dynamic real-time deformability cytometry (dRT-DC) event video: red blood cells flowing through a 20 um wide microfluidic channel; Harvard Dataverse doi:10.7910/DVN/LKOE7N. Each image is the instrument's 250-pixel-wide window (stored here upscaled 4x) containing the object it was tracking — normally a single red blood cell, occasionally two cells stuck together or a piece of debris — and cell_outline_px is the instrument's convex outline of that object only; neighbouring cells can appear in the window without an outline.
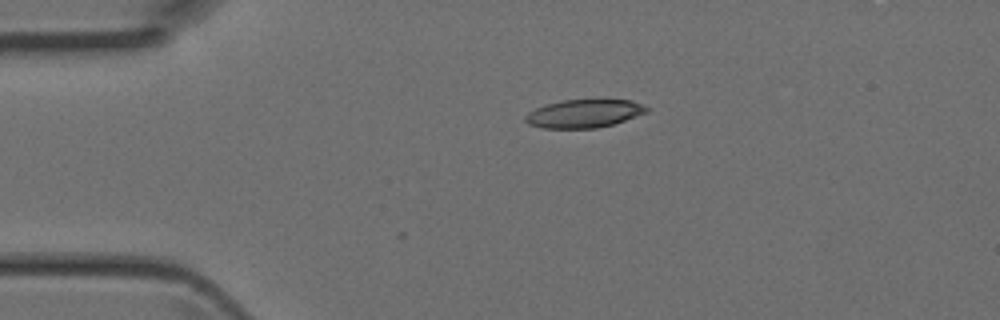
{"species": "Egyptian fruit bat (a non-hibernating species)", "species_latin": "Rousettus aegyptiacus", "temperature_condition": "room temperature", "stored_images_in_passage": 3, "camera_frame_rate_fps": 3000, "um_per_image_px": 0.085, "animal": {"sex": "female"}, "frame": {"image": 1, "passage_image": 1, "time_ms": 0.0, "image_size_px": [1000, 320], "cell_outline_px": [[648, 112], [612, 124], [596, 128], [540, 128], [528, 124], [524, 120], [524, 116], [528, 112], [544, 104], [560, 100], [632, 100], [648, 108]], "centroid_in_image_um": [49.58, 9.65], "position_along_channel_um": 35.4, "area_um2": 19.88}}